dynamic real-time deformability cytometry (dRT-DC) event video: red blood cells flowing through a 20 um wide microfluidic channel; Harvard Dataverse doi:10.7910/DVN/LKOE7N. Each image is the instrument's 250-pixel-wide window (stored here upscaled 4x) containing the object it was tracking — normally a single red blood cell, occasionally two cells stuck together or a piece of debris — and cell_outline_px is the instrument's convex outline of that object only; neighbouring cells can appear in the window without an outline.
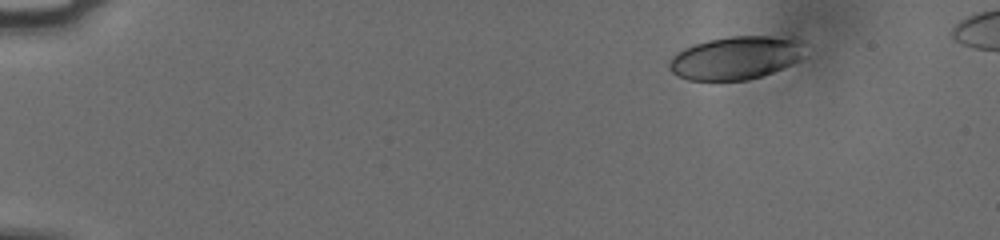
{"species": "human", "species_latin": "Homo sapiens", "temperature_condition": "cold", "stored_images_in_passage": 49, "camera_frame_rate_fps": 3000, "um_per_image_px": 0.085, "donor": {"sex": "male"}, "frame": {"image": 1, "passage_image": 1, "time_ms": 0.0, "image_size_px": [1000, 240], "cell_outline_px": [[800, 60], [772, 72], [748, 80], [688, 80], [676, 76], [668, 68], [668, 60], [676, 52], [684, 48], [708, 40], [732, 36], [796, 36], [800, 40]], "centroid_in_image_um": [62.49, 4.91], "position_along_channel_um": 22.5, "area_um2": 34.04}}
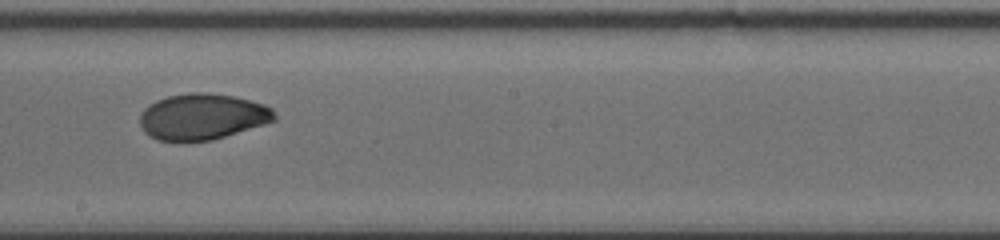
{"frame": {"image": 2, "passage_image": 27, "time_ms": 8.667, "image_size_px": [1000, 240], "cell_outline_px": [[276, 120], [264, 124], [212, 140], [156, 140], [148, 136], [144, 132], [140, 124], [140, 116], [144, 108], [156, 100], [168, 96], [188, 92], [204, 92], [232, 96], [264, 104], [272, 108], [276, 116]], "centroid_in_image_um": [17.18, 9.91], "position_along_channel_um": 231.0, "area_um2": 35.89}}
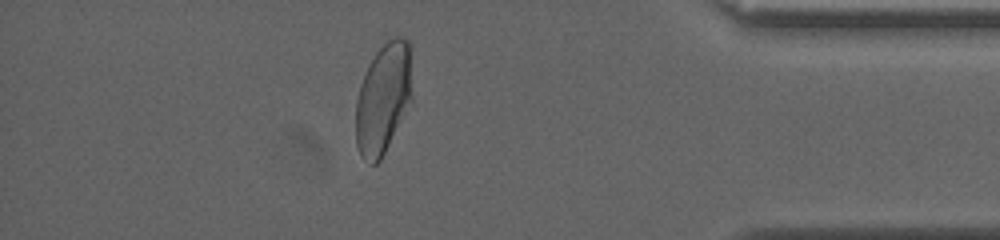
{"frame": {"image": 3, "passage_image": 43, "time_ms": 14.0, "image_size_px": [1000, 240], "cell_outline_px": [[412, 100], [380, 160], [376, 164], [372, 164], [360, 156], [356, 144], [356, 100], [360, 84], [376, 52], [388, 40], [396, 36], [404, 36], [408, 40], [412, 96]], "centroid_in_image_um": [32.57, 8.38], "position_along_channel_um": 402.6, "area_um2": 35.84}, "authors_computed_cell_mechanics": {"area_um2": 36.1828, "velocity_mm_per_s": 3.7696, "shape_relaxation_time_tau1_ms": 6.9669, "shape_relaxation_time_tau2_ms": 1.5504, "deformation_change_tau1": 0.1802, "deformation_change_tau2": 0.0324}}